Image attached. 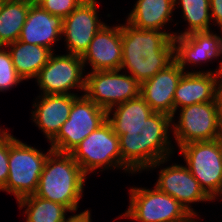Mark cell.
Listing matches in <instances>:
<instances>
[{"mask_svg":"<svg viewBox=\"0 0 222 222\" xmlns=\"http://www.w3.org/2000/svg\"><path fill=\"white\" fill-rule=\"evenodd\" d=\"M155 186L165 194L172 196L196 217L198 215L191 208L190 203L212 201L187 166L175 164L161 169Z\"/></svg>","mask_w":222,"mask_h":222,"instance_id":"4fadbf2b","label":"cell"},{"mask_svg":"<svg viewBox=\"0 0 222 222\" xmlns=\"http://www.w3.org/2000/svg\"><path fill=\"white\" fill-rule=\"evenodd\" d=\"M187 222H198V221H195V219H194V216L189 220V221H187Z\"/></svg>","mask_w":222,"mask_h":222,"instance_id":"1f68e13d","label":"cell"},{"mask_svg":"<svg viewBox=\"0 0 222 222\" xmlns=\"http://www.w3.org/2000/svg\"><path fill=\"white\" fill-rule=\"evenodd\" d=\"M22 81L14 68L10 52L0 46V91L9 90Z\"/></svg>","mask_w":222,"mask_h":222,"instance_id":"484cf974","label":"cell"},{"mask_svg":"<svg viewBox=\"0 0 222 222\" xmlns=\"http://www.w3.org/2000/svg\"><path fill=\"white\" fill-rule=\"evenodd\" d=\"M121 70L92 71L85 81L84 95L108 111L114 106L140 96L141 84Z\"/></svg>","mask_w":222,"mask_h":222,"instance_id":"30bf717a","label":"cell"},{"mask_svg":"<svg viewBox=\"0 0 222 222\" xmlns=\"http://www.w3.org/2000/svg\"><path fill=\"white\" fill-rule=\"evenodd\" d=\"M175 33L121 25L122 65L140 84L171 64Z\"/></svg>","mask_w":222,"mask_h":222,"instance_id":"7a4b0ae2","label":"cell"},{"mask_svg":"<svg viewBox=\"0 0 222 222\" xmlns=\"http://www.w3.org/2000/svg\"><path fill=\"white\" fill-rule=\"evenodd\" d=\"M38 102H34L33 121L46 135L49 142L58 134L61 126L68 120L73 102L79 97L76 93L41 94Z\"/></svg>","mask_w":222,"mask_h":222,"instance_id":"ac0fdd59","label":"cell"},{"mask_svg":"<svg viewBox=\"0 0 222 222\" xmlns=\"http://www.w3.org/2000/svg\"><path fill=\"white\" fill-rule=\"evenodd\" d=\"M52 55L38 72V86L42 94H74L70 89L85 91L86 76H83L84 64L81 56L67 53Z\"/></svg>","mask_w":222,"mask_h":222,"instance_id":"8fae6325","label":"cell"},{"mask_svg":"<svg viewBox=\"0 0 222 222\" xmlns=\"http://www.w3.org/2000/svg\"><path fill=\"white\" fill-rule=\"evenodd\" d=\"M86 175L70 153L52 150L45 160L34 195L77 211Z\"/></svg>","mask_w":222,"mask_h":222,"instance_id":"3957f363","label":"cell"},{"mask_svg":"<svg viewBox=\"0 0 222 222\" xmlns=\"http://www.w3.org/2000/svg\"><path fill=\"white\" fill-rule=\"evenodd\" d=\"M7 47L10 49L14 68L23 80L36 77L54 52L49 48L19 40L7 45Z\"/></svg>","mask_w":222,"mask_h":222,"instance_id":"44dd1931","label":"cell"},{"mask_svg":"<svg viewBox=\"0 0 222 222\" xmlns=\"http://www.w3.org/2000/svg\"><path fill=\"white\" fill-rule=\"evenodd\" d=\"M83 0H35L45 11L62 19L75 10Z\"/></svg>","mask_w":222,"mask_h":222,"instance_id":"4316f807","label":"cell"},{"mask_svg":"<svg viewBox=\"0 0 222 222\" xmlns=\"http://www.w3.org/2000/svg\"><path fill=\"white\" fill-rule=\"evenodd\" d=\"M173 121L168 114L154 112L141 125L112 126L119 136L123 170L132 174L166 163L174 149L168 131Z\"/></svg>","mask_w":222,"mask_h":222,"instance_id":"6da1fadb","label":"cell"},{"mask_svg":"<svg viewBox=\"0 0 222 222\" xmlns=\"http://www.w3.org/2000/svg\"><path fill=\"white\" fill-rule=\"evenodd\" d=\"M52 150L50 147L45 154L9 134V175L1 190L14 194L17 200L34 194L45 160Z\"/></svg>","mask_w":222,"mask_h":222,"instance_id":"277c9868","label":"cell"},{"mask_svg":"<svg viewBox=\"0 0 222 222\" xmlns=\"http://www.w3.org/2000/svg\"><path fill=\"white\" fill-rule=\"evenodd\" d=\"M114 107L116 109L110 108L107 111V121L111 124V126L141 125L151 114L154 113L148 103L141 96L130 99ZM112 113L113 115L111 117L110 115Z\"/></svg>","mask_w":222,"mask_h":222,"instance_id":"cb8c5ba5","label":"cell"},{"mask_svg":"<svg viewBox=\"0 0 222 222\" xmlns=\"http://www.w3.org/2000/svg\"><path fill=\"white\" fill-rule=\"evenodd\" d=\"M62 25L61 17L50 14L34 1L30 5L18 40L52 50V45L63 38Z\"/></svg>","mask_w":222,"mask_h":222,"instance_id":"d6986e66","label":"cell"},{"mask_svg":"<svg viewBox=\"0 0 222 222\" xmlns=\"http://www.w3.org/2000/svg\"><path fill=\"white\" fill-rule=\"evenodd\" d=\"M186 166L212 199L222 194V138L191 142L179 147Z\"/></svg>","mask_w":222,"mask_h":222,"instance_id":"5b68a950","label":"cell"},{"mask_svg":"<svg viewBox=\"0 0 222 222\" xmlns=\"http://www.w3.org/2000/svg\"><path fill=\"white\" fill-rule=\"evenodd\" d=\"M222 79V62L215 71L186 72L182 75L174 95V116L178 108L212 102L217 99Z\"/></svg>","mask_w":222,"mask_h":222,"instance_id":"5bb4252c","label":"cell"},{"mask_svg":"<svg viewBox=\"0 0 222 222\" xmlns=\"http://www.w3.org/2000/svg\"><path fill=\"white\" fill-rule=\"evenodd\" d=\"M70 154L85 175L101 167V171L110 167L122 168L119 136L107 120L82 140Z\"/></svg>","mask_w":222,"mask_h":222,"instance_id":"52a82bcc","label":"cell"},{"mask_svg":"<svg viewBox=\"0 0 222 222\" xmlns=\"http://www.w3.org/2000/svg\"><path fill=\"white\" fill-rule=\"evenodd\" d=\"M179 121L172 123L177 146L222 138L218 100L180 109Z\"/></svg>","mask_w":222,"mask_h":222,"instance_id":"9c48e42d","label":"cell"},{"mask_svg":"<svg viewBox=\"0 0 222 222\" xmlns=\"http://www.w3.org/2000/svg\"><path fill=\"white\" fill-rule=\"evenodd\" d=\"M222 32V30H221ZM174 58L185 70L186 64L205 63L222 55V37L212 31L193 32L184 36H174Z\"/></svg>","mask_w":222,"mask_h":222,"instance_id":"e0dca14e","label":"cell"},{"mask_svg":"<svg viewBox=\"0 0 222 222\" xmlns=\"http://www.w3.org/2000/svg\"><path fill=\"white\" fill-rule=\"evenodd\" d=\"M185 71L174 60L165 69L141 83L140 96L154 112H161L174 118V95Z\"/></svg>","mask_w":222,"mask_h":222,"instance_id":"2e32d148","label":"cell"},{"mask_svg":"<svg viewBox=\"0 0 222 222\" xmlns=\"http://www.w3.org/2000/svg\"><path fill=\"white\" fill-rule=\"evenodd\" d=\"M211 18L222 30V0H210Z\"/></svg>","mask_w":222,"mask_h":222,"instance_id":"f1b7e54d","label":"cell"},{"mask_svg":"<svg viewBox=\"0 0 222 222\" xmlns=\"http://www.w3.org/2000/svg\"><path fill=\"white\" fill-rule=\"evenodd\" d=\"M91 214L89 210H85L80 214H76L70 216L69 218L65 219L63 222H91Z\"/></svg>","mask_w":222,"mask_h":222,"instance_id":"f546056e","label":"cell"},{"mask_svg":"<svg viewBox=\"0 0 222 222\" xmlns=\"http://www.w3.org/2000/svg\"><path fill=\"white\" fill-rule=\"evenodd\" d=\"M33 1L4 0L0 11V46L16 42Z\"/></svg>","mask_w":222,"mask_h":222,"instance_id":"7402d4cb","label":"cell"},{"mask_svg":"<svg viewBox=\"0 0 222 222\" xmlns=\"http://www.w3.org/2000/svg\"><path fill=\"white\" fill-rule=\"evenodd\" d=\"M175 0H137L127 22L139 29L161 31L176 8Z\"/></svg>","mask_w":222,"mask_h":222,"instance_id":"ffe728a7","label":"cell"},{"mask_svg":"<svg viewBox=\"0 0 222 222\" xmlns=\"http://www.w3.org/2000/svg\"><path fill=\"white\" fill-rule=\"evenodd\" d=\"M4 0H0V11H1V7L3 5Z\"/></svg>","mask_w":222,"mask_h":222,"instance_id":"d6a6232c","label":"cell"},{"mask_svg":"<svg viewBox=\"0 0 222 222\" xmlns=\"http://www.w3.org/2000/svg\"><path fill=\"white\" fill-rule=\"evenodd\" d=\"M106 120L107 111L83 94L73 102L68 120L50 141V147L60 153H71Z\"/></svg>","mask_w":222,"mask_h":222,"instance_id":"ba28073f","label":"cell"},{"mask_svg":"<svg viewBox=\"0 0 222 222\" xmlns=\"http://www.w3.org/2000/svg\"><path fill=\"white\" fill-rule=\"evenodd\" d=\"M174 4L181 5L184 21L188 22V29L175 36H184L193 32L210 31L211 10L210 0H175Z\"/></svg>","mask_w":222,"mask_h":222,"instance_id":"d4e9b609","label":"cell"},{"mask_svg":"<svg viewBox=\"0 0 222 222\" xmlns=\"http://www.w3.org/2000/svg\"><path fill=\"white\" fill-rule=\"evenodd\" d=\"M96 0H83L63 19L62 34L68 53L82 56L95 34L105 25L98 18Z\"/></svg>","mask_w":222,"mask_h":222,"instance_id":"7c38bea8","label":"cell"},{"mask_svg":"<svg viewBox=\"0 0 222 222\" xmlns=\"http://www.w3.org/2000/svg\"><path fill=\"white\" fill-rule=\"evenodd\" d=\"M20 209L25 208L26 222H63L70 210L62 204L40 198L34 194L17 200Z\"/></svg>","mask_w":222,"mask_h":222,"instance_id":"603a6c76","label":"cell"},{"mask_svg":"<svg viewBox=\"0 0 222 222\" xmlns=\"http://www.w3.org/2000/svg\"><path fill=\"white\" fill-rule=\"evenodd\" d=\"M130 204L120 217L137 222H187L193 215L172 196L154 189L130 188Z\"/></svg>","mask_w":222,"mask_h":222,"instance_id":"8992f818","label":"cell"},{"mask_svg":"<svg viewBox=\"0 0 222 222\" xmlns=\"http://www.w3.org/2000/svg\"><path fill=\"white\" fill-rule=\"evenodd\" d=\"M217 100L219 104L220 128H221V133H222V79H221L219 89H218Z\"/></svg>","mask_w":222,"mask_h":222,"instance_id":"4dcf8cb0","label":"cell"},{"mask_svg":"<svg viewBox=\"0 0 222 222\" xmlns=\"http://www.w3.org/2000/svg\"><path fill=\"white\" fill-rule=\"evenodd\" d=\"M9 132H0V191L6 185L9 175Z\"/></svg>","mask_w":222,"mask_h":222,"instance_id":"83f0119b","label":"cell"},{"mask_svg":"<svg viewBox=\"0 0 222 222\" xmlns=\"http://www.w3.org/2000/svg\"><path fill=\"white\" fill-rule=\"evenodd\" d=\"M85 67L91 64V71L120 70L122 65L121 24L108 25L95 34L87 50L81 56Z\"/></svg>","mask_w":222,"mask_h":222,"instance_id":"9a60e30c","label":"cell"}]
</instances>
